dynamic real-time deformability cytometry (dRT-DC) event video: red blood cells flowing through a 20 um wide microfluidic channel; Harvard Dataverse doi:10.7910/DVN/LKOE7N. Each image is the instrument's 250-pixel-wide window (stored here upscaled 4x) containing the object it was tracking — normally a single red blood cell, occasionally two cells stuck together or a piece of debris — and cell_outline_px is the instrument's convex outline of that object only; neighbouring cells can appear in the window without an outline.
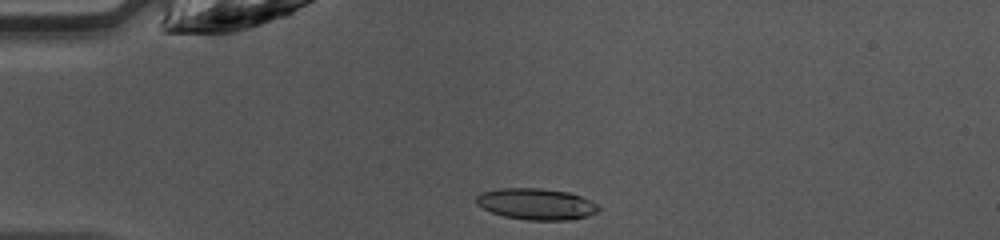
{"species": "common noctule bat (a hibernating species)", "species_latin": "Nyctalus noctula", "temperature_condition": "warm", "stored_images_in_passage": 37, "camera_frame_rate_fps": 3000, "um_per_image_px": 0.085, "animal": {"sex": "female", "body_mass_g": 10.0, "forearm_length_mm": 53.1}, "frame": {"image": 1, "passage_image": 1, "time_ms": 0.0, "image_size_px": [1000, 240], "cell_outline_px": [[600, 208], [596, 212], [588, 216], [568, 220], [528, 220], [504, 216], [492, 212], [476, 204], [476, 196], [480, 192], [500, 188], [540, 188], [568, 192], [580, 196], [596, 204]], "centroid_in_image_um": [45.55, 17.34], "position_along_channel_um": 39.4, "area_um2": 22.2}}
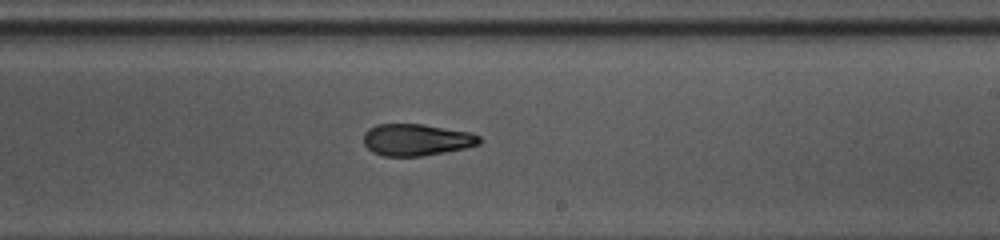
{"frame": {"image": 2, "passage_image": 18, "time_ms": 5.667, "image_size_px": [1000, 240], "cell_outline_px": [[480, 144], [464, 148], [444, 152], [420, 156], [384, 156], [372, 152], [364, 144], [364, 132], [368, 128], [376, 124], [424, 124], [472, 132], [480, 136]], "centroid_in_image_um": [35.39, 11.87], "position_along_channel_um": 253.6, "area_um2": 21.56}}
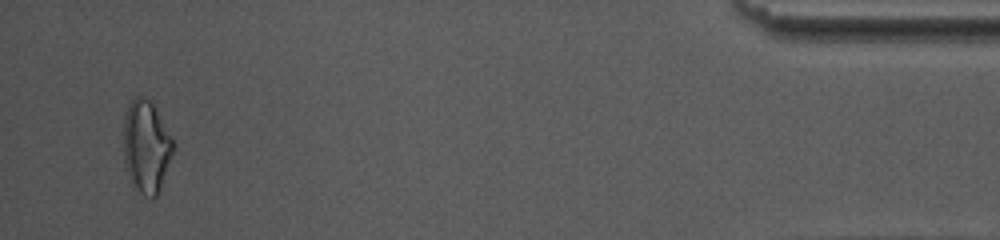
{"frame": {"image": 3, "passage_image": 35, "time_ms": 11.333, "image_size_px": [1000, 240], "cell_outline_px": [[172, 152], [160, 188], [156, 196], [144, 196], [136, 188], [128, 176], [124, 160], [124, 112], [132, 100], [136, 96], [140, 96], [152, 100], [172, 140]], "centroid_in_image_um": [12.4, 12.41], "position_along_channel_um": 422.8, "area_um2": 26.18}, "authors_computed_cell_mechanics": {"area_um2": 22.253, "velocity_mm_per_s": 4.2703, "shape_relaxation_time_tau1_ms": 9.5653, "shape_relaxation_time_tau2_ms": 3.6665, "deformation_change_tau1": 0.2237, "deformation_change_tau2": 0.119}}